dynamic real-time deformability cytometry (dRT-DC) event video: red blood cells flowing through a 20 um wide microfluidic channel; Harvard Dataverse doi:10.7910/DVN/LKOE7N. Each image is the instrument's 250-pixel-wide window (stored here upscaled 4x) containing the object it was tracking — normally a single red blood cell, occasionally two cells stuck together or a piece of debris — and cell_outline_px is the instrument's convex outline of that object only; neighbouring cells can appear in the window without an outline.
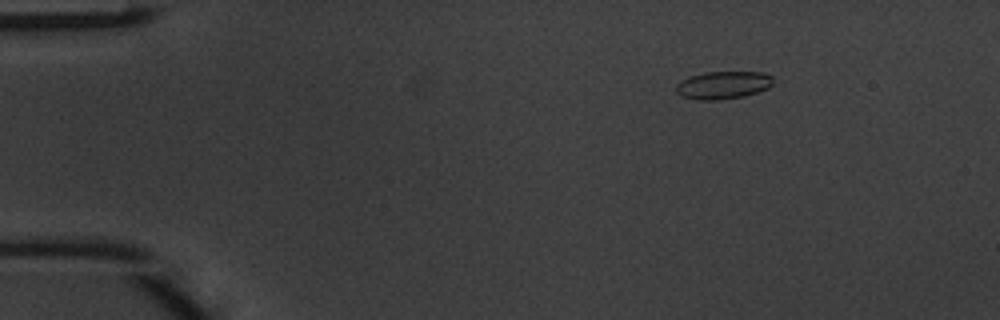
{"species": "common noctule bat (a hibernating species)", "species_latin": "Nyctalus noctula", "temperature_condition": "warm", "stored_images_in_passage": 43, "camera_frame_rate_fps": 3000, "um_per_image_px": 0.085, "animal": {"sex": "male", "body_mass_g": 20.1, "forearm_length_mm": 53.5}, "frame": {"image": 1, "passage_image": 1, "time_ms": 0.0, "image_size_px": [1000, 320], "cell_outline_px": [[772, 84], [768, 88], [744, 96], [716, 100], [696, 100], [680, 96], [676, 92], [676, 84], [680, 80], [688, 76], [704, 72], [764, 72], [772, 76]], "centroid_in_image_um": [61.41, 7.23], "position_along_channel_um": 23.6, "area_um2": 15.84}}
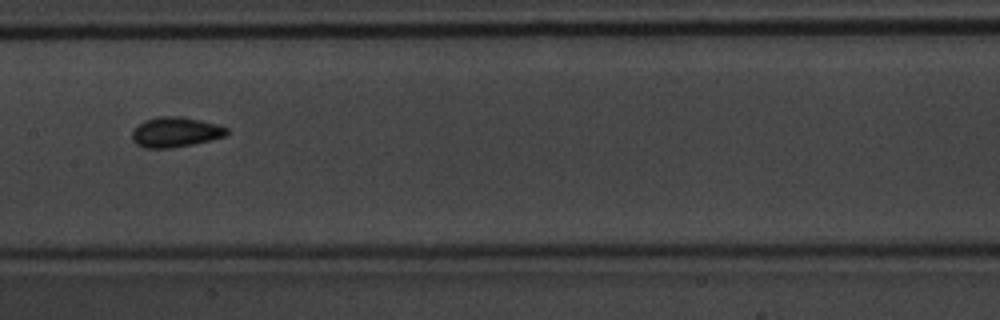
{"frame": {"image": 2, "passage_image": 19, "time_ms": 6.0, "image_size_px": [1000, 320], "cell_outline_px": [[228, 132], [224, 136], [192, 144], [172, 148], [144, 148], [136, 144], [132, 140], [132, 132], [144, 120], [160, 116], [180, 116], [200, 120], [216, 124], [228, 128]], "centroid_in_image_um": [14.88, 11.23], "position_along_channel_um": 192.5, "area_um2": 16.42}}
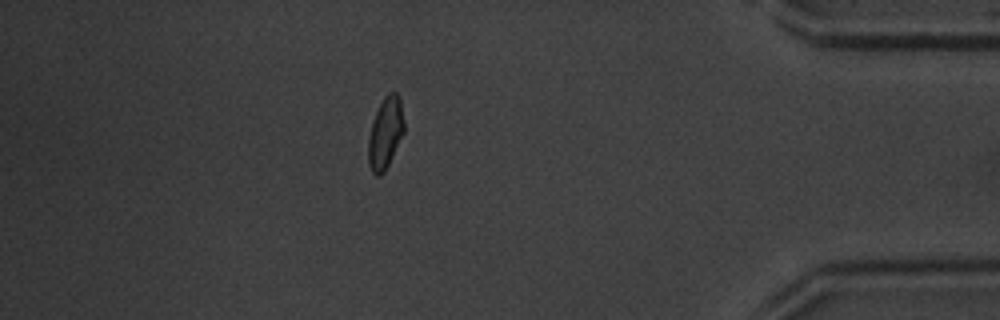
{"frame": {"image": 3, "passage_image": 37, "time_ms": 12.0, "image_size_px": [1000, 320], "cell_outline_px": [[404, 132], [384, 172], [380, 176], [376, 176], [372, 172], [368, 164], [368, 136], [372, 120], [384, 96], [388, 92], [396, 92], [400, 96], [404, 120]], "centroid_in_image_um": [32.75, 11.29], "position_along_channel_um": 402.5, "area_um2": 15.03}, "authors_computed_cell_mechanics": {"area_um2": 15.3748, "velocity_mm_per_s": 4.1405, "shape_relaxation_time_tau1_ms": 2.2744, "shape_relaxation_time_tau2_ms": 1.0118, "deformation_change_tau1": 0.0997, "deformation_change_tau2": 0.0497}}